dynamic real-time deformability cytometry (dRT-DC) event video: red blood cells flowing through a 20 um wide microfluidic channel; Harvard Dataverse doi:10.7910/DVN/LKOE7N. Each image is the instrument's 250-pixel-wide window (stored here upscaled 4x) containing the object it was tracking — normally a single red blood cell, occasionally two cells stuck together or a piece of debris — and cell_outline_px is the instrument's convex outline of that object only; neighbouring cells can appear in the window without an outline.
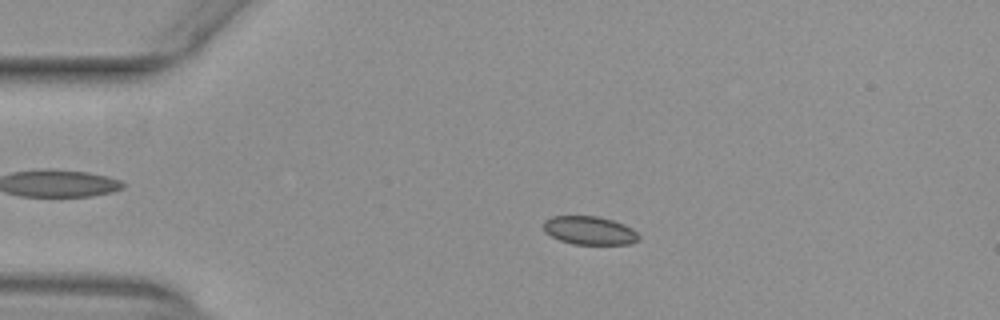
{"species": "common noctule bat (a hibernating species)", "species_latin": "Nyctalus noctula", "temperature_condition": "warm", "stored_images_in_passage": 53, "camera_frame_rate_fps": 3000, "um_per_image_px": 0.085, "animal": {"sex": "female", "body_mass_g": 29.2, "forearm_length_mm": 56.3}, "frame": {"image": 1, "passage_image": 12, "time_ms": 3.667, "image_size_px": [1000, 320], "cell_outline_px": [[640, 240], [628, 244], [572, 244], [560, 240], [544, 232], [544, 220], [552, 216], [596, 216], [612, 220], [624, 224], [632, 228], [640, 236]], "centroid_in_image_um": [50.11, 19.59], "position_along_channel_um": 34.9, "area_um2": 15.78}}
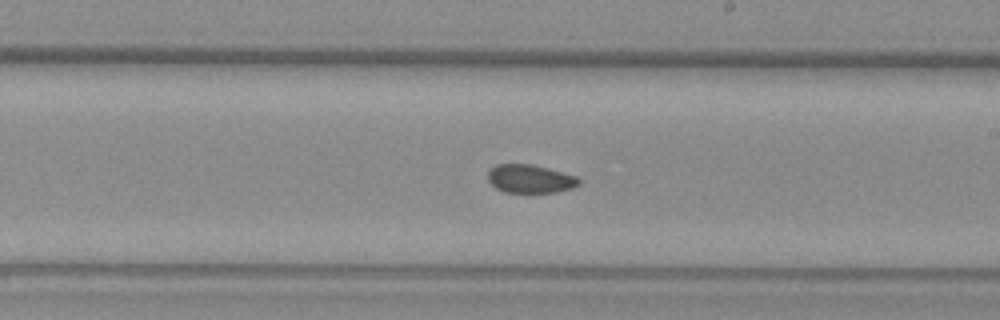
{"frame": {"image": 2, "passage_image": 31, "time_ms": 10.0, "image_size_px": [1000, 320], "cell_outline_px": [[580, 184], [572, 188], [556, 192], [504, 192], [496, 188], [488, 180], [488, 168], [496, 164], [532, 164], [576, 176], [580, 180]], "centroid_in_image_um": [45.03, 15.19], "position_along_channel_um": 244.0, "area_um2": 15.03}}
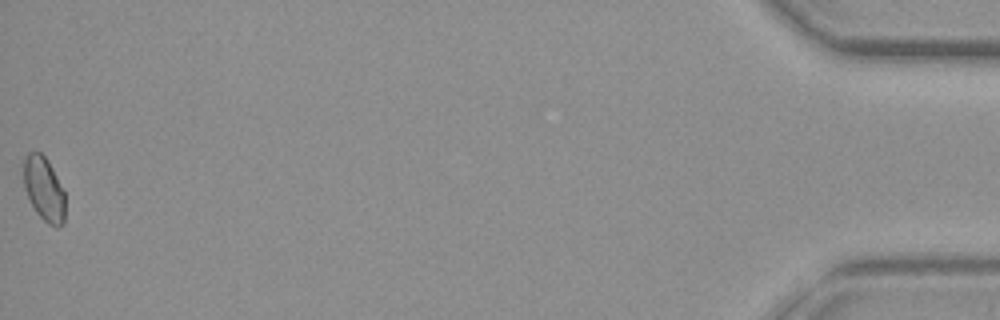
{"frame": {"image": 3, "passage_image": 53, "time_ms": 17.333, "image_size_px": [1000, 320], "cell_outline_px": [[64, 224], [60, 228], [56, 228], [48, 224], [36, 212], [24, 188], [24, 160], [28, 152], [40, 152], [48, 160], [64, 192]], "centroid_in_image_um": [3.74, 16.09], "position_along_channel_um": 431.5, "area_um2": 15.37}, "authors_computed_cell_mechanics": {"area_um2": 15.8372, "velocity_mm_per_s": 3.974, "shape_relaxation_time_tau1_ms": null, "shape_relaxation_time_tau2_ms": 2.7245, "deformation_change_tau1": null, "deformation_change_tau2": 0.055}}